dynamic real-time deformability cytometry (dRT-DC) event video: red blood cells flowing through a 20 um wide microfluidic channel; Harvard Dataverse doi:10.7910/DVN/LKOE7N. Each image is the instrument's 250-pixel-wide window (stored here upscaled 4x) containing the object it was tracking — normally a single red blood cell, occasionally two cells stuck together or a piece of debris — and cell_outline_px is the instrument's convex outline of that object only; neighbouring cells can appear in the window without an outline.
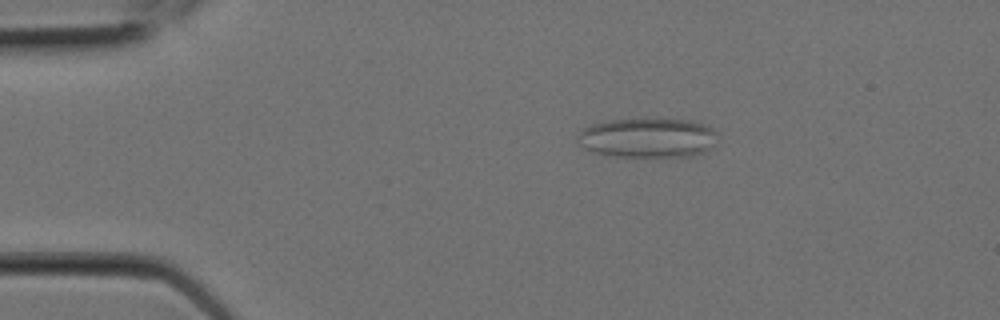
{"species": "Egyptian fruit bat (a non-hibernating species)", "species_latin": "Rousettus aegyptiacus", "temperature_condition": "room temperature", "stored_images_in_passage": 6, "camera_frame_rate_fps": 3000, "um_per_image_px": 0.085, "animal": {"sex": "female"}, "frame": {"image": 1, "passage_image": 4, "time_ms": 1.0, "image_size_px": [1000, 320], "cell_outline_px": [[720, 140], [716, 148], [704, 152], [688, 156], [616, 156], [592, 152], [576, 144], [576, 136], [588, 124], [608, 120], [688, 120], [704, 124], [712, 128], [716, 132]], "centroid_in_image_um": [55.07, 11.73], "position_along_channel_um": 29.9, "area_um2": 32.6}}